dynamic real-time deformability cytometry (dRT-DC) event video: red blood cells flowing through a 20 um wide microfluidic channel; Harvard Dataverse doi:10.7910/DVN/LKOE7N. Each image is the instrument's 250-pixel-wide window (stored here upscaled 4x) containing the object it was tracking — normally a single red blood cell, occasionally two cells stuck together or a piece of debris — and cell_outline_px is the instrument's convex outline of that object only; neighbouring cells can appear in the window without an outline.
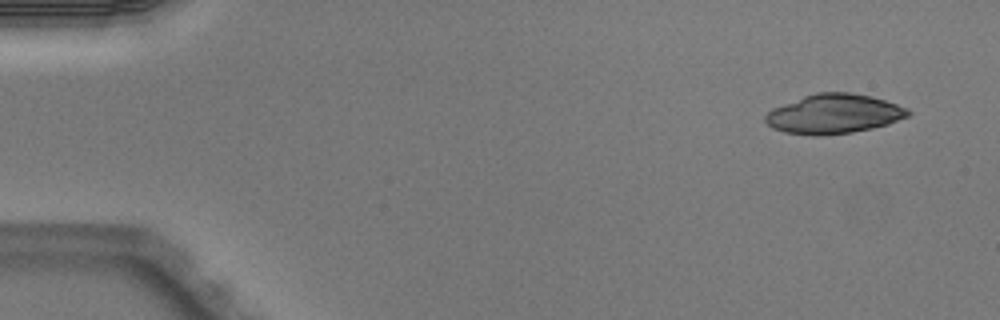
{"species": "Egyptian fruit bat (a non-hibernating species)", "species_latin": "Rousettus aegyptiacus", "temperature_condition": "warm", "stored_images_in_passage": 4, "camera_frame_rate_fps": 3000, "um_per_image_px": 0.085, "animal": {"sex": "male"}, "frame": {"image": 1, "passage_image": 1, "time_ms": 0.0, "image_size_px": [1000, 320], "cell_outline_px": [[912, 112], [908, 116], [888, 124], [872, 128], [852, 132], [816, 136], [784, 132], [772, 128], [764, 120], [764, 116], [772, 108], [804, 96], [816, 92], [848, 92], [872, 96], [908, 108]], "centroid_in_image_um": [70.87, 9.68], "position_along_channel_um": 14.1, "area_um2": 32.77}}